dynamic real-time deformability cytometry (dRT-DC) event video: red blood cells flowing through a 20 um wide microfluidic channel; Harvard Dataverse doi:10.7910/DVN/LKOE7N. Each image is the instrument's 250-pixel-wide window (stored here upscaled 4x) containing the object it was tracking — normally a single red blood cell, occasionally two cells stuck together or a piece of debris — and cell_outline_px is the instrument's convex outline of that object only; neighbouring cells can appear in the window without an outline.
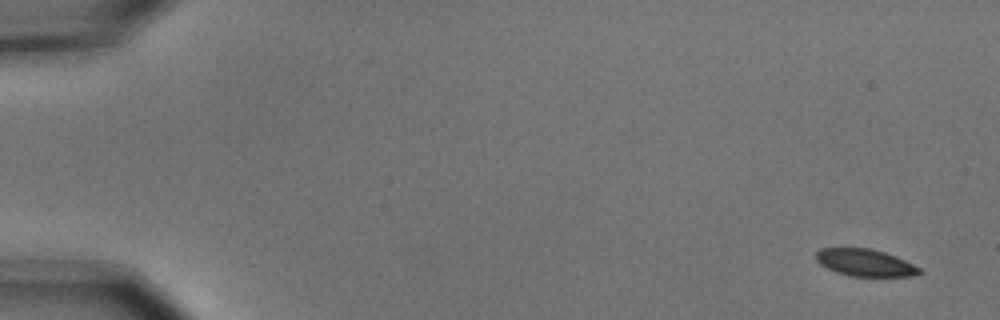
{"species": "common noctule bat (a hibernating species)", "species_latin": "Nyctalus noctula", "temperature_condition": "cold", "stored_images_in_passage": 5, "camera_frame_rate_fps": 3000, "um_per_image_px": 0.085, "animal": {"sex": "male", "body_mass_g": 15.6}, "frame": {"image": 1, "passage_image": 1, "time_ms": 0.0, "image_size_px": [1000, 320], "cell_outline_px": [[924, 272], [912, 276], [848, 276], [836, 272], [820, 264], [816, 260], [816, 252], [820, 248], [872, 248], [884, 252], [904, 260], [920, 268]], "centroid_in_image_um": [73.52, 22.33], "position_along_channel_um": 11.5, "area_um2": 16.3}}